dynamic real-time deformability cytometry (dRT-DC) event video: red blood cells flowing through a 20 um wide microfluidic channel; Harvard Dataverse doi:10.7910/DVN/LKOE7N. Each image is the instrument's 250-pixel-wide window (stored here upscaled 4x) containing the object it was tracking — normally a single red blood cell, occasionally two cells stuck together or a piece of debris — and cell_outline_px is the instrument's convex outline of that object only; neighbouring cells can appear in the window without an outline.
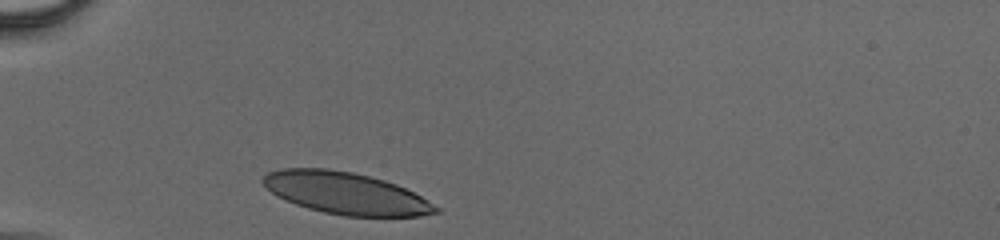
{"species": "human", "species_latin": "Homo sapiens", "temperature_condition": "cold", "stored_images_in_passage": 30, "camera_frame_rate_fps": 3000, "um_per_image_px": 0.085, "donor": {"sex": "male"}, "frame": {"image": 1, "passage_image": 1, "time_ms": 0.0, "image_size_px": [1000, 240], "cell_outline_px": [[440, 212], [420, 216], [344, 216], [324, 212], [308, 208], [296, 204], [276, 196], [260, 180], [268, 172], [284, 168], [328, 168], [352, 172], [384, 180], [396, 184], [420, 196], [440, 208]], "centroid_in_image_um": [29.38, 16.42], "position_along_channel_um": 55.6, "area_um2": 41.91}}
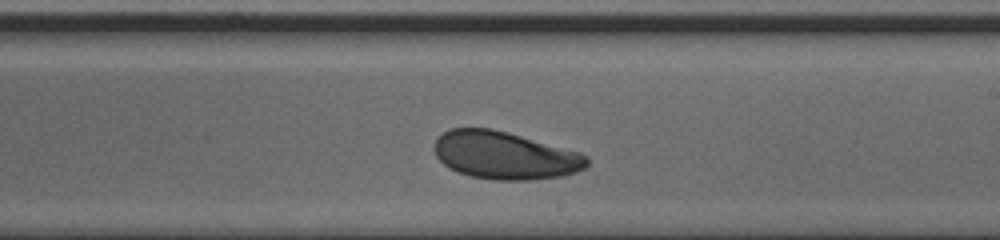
{"frame": {"image": 2, "passage_image": 18, "time_ms": 5.667, "image_size_px": [1000, 240], "cell_outline_px": [[588, 164], [584, 168], [576, 172], [560, 176], [532, 180], [496, 180], [472, 176], [460, 172], [444, 164], [436, 156], [436, 136], [452, 128], [492, 128], [508, 132], [580, 152], [588, 156]], "centroid_in_image_um": [42.93, 13.2], "position_along_channel_um": 246.1, "area_um2": 42.14}}
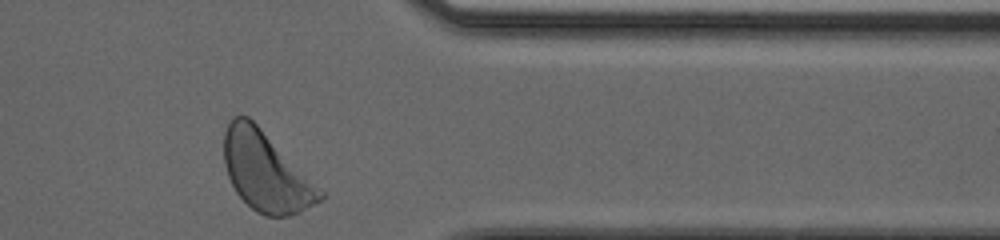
{"frame": {"image": 3, "passage_image": 30, "time_ms": 9.667, "image_size_px": [1000, 240], "cell_outline_px": [[324, 200], [300, 212], [288, 216], [264, 216], [256, 212], [236, 192], [228, 176], [224, 164], [224, 132], [232, 116], [248, 116], [324, 192]], "centroid_in_image_um": [22.59, 14.62], "position_along_channel_um": 388.8, "area_um2": 43.7}}